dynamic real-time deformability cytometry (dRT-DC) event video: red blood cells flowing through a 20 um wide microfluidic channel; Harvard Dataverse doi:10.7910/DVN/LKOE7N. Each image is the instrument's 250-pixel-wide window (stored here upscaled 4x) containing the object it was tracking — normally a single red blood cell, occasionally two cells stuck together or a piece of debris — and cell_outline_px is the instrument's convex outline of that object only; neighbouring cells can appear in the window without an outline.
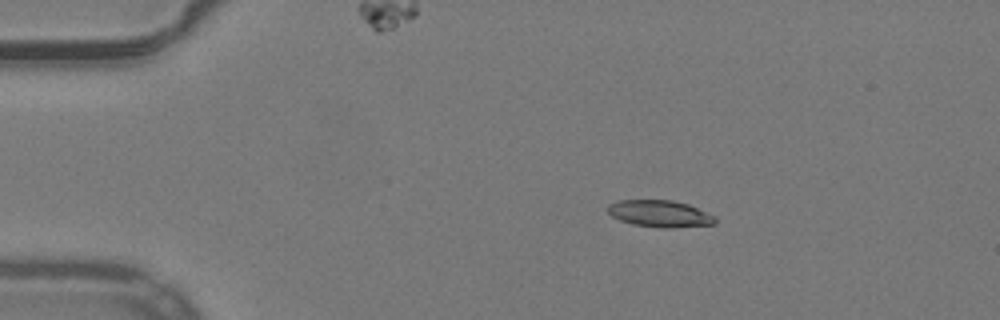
{"species": "common noctule bat (a hibernating species)", "species_latin": "Nyctalus noctula", "temperature_condition": "warm", "stored_images_in_passage": 44, "camera_frame_rate_fps": 3000, "um_per_image_px": 0.085, "animal": {"sex": "male", "body_mass_g": 19.2, "forearm_length_mm": 51.8}, "frame": {"image": 1, "passage_image": 1, "time_ms": 0.0, "image_size_px": [1000, 320], "cell_outline_px": [[716, 224], [672, 228], [664, 228], [632, 224], [620, 220], [612, 216], [608, 212], [608, 204], [620, 200], [672, 200], [688, 204], [716, 216]], "centroid_in_image_um": [56.11, 18.16], "position_along_channel_um": 28.9, "area_um2": 16.82}}
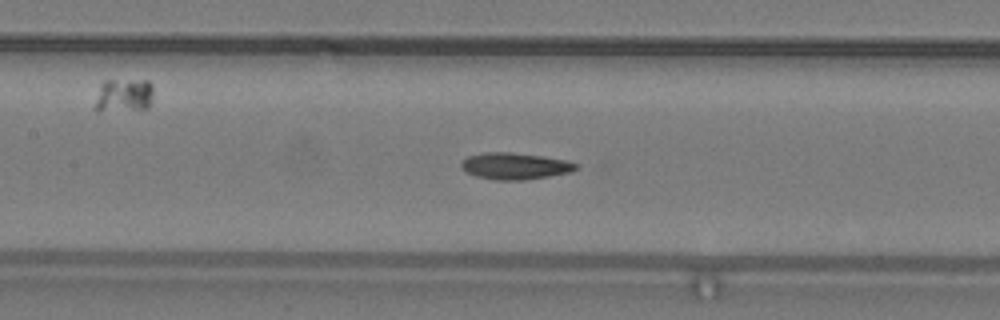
{"frame": {"image": 2, "passage_image": 16, "time_ms": 5.0, "image_size_px": [1000, 320], "cell_outline_px": [[576, 168], [572, 172], [524, 180], [496, 180], [476, 176], [468, 172], [460, 164], [468, 156], [484, 152], [512, 152], [540, 156], [564, 160], [576, 164]], "centroid_in_image_um": [43.75, 14.11], "position_along_channel_um": 163.6, "area_um2": 17.46}}
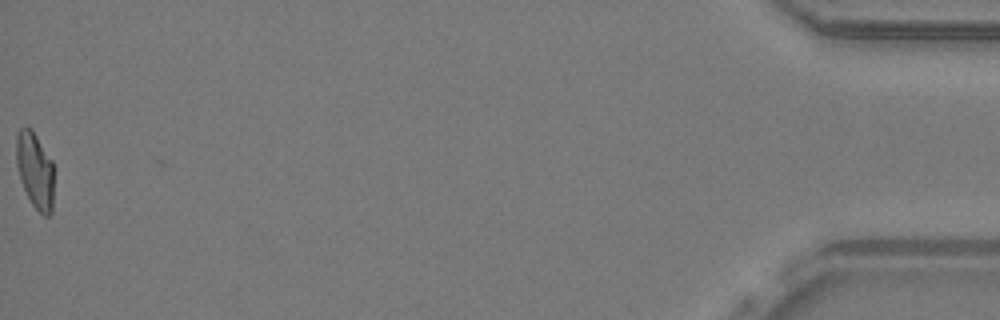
{"frame": {"image": 3, "passage_image": 44, "time_ms": 14.333, "image_size_px": [1000, 320], "cell_outline_px": [[52, 212], [48, 216], [44, 216], [32, 204], [20, 180], [16, 164], [16, 136], [20, 128], [32, 128], [52, 160]], "centroid_in_image_um": [2.96, 14.45], "position_along_channel_um": 432.2, "area_um2": 16.53}, "authors_computed_cell_mechanics": {"area_um2": 17.1088, "velocity_mm_per_s": 3.9718, "shape_relaxation_time_tau1_ms": null, "shape_relaxation_time_tau2_ms": 3.8361, "deformation_change_tau1": null, "deformation_change_tau2": 0.1058}}